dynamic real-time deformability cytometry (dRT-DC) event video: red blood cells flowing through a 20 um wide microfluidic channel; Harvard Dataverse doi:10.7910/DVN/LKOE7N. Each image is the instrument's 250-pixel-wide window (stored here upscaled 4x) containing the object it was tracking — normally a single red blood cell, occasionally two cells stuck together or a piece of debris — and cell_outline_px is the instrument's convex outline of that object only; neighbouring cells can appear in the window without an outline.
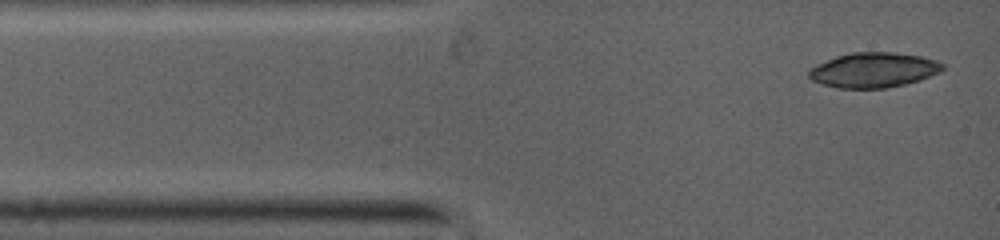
{"species": "common noctule bat (a hibernating species)", "species_latin": "Nyctalus noctula", "temperature_condition": "warm", "stored_images_in_passage": 7, "camera_frame_rate_fps": 5000, "um_per_image_px": 0.085, "animal": {"sex": "female", "body_mass_g": 19.0, "forearm_length_mm": 53.3}, "frame": {"image": 1, "passage_image": 1, "time_ms": 0.0, "image_size_px": [1000, 240], "cell_outline_px": [[944, 68], [940, 72], [920, 80], [888, 88], [836, 88], [812, 80], [808, 76], [808, 72], [812, 68], [836, 56], [852, 52], [892, 52], [920, 56], [936, 60], [944, 64]], "centroid_in_image_um": [74.29, 5.95], "position_along_channel_um": 10.7, "area_um2": 27.05}}